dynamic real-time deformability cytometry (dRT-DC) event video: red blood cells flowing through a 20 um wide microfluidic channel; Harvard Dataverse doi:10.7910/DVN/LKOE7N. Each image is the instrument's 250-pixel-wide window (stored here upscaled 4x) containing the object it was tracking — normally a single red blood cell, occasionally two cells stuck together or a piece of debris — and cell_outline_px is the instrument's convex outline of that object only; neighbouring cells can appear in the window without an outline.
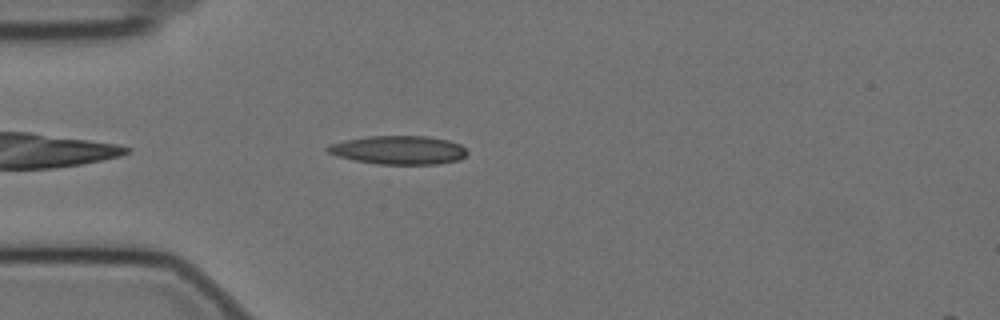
{"species": "Egyptian fruit bat (a non-hibernating species)", "species_latin": "Rousettus aegyptiacus", "temperature_condition": "cold", "stored_images_in_passage": 47, "camera_frame_rate_fps": 3000, "um_per_image_px": 0.085, "animal": {"sex": "female"}, "frame": {"image": 1, "passage_image": 5, "time_ms": 1.333, "image_size_px": [1000, 320], "cell_outline_px": [[468, 152], [464, 156], [456, 160], [436, 164], [376, 164], [336, 156], [328, 152], [324, 148], [332, 144], [344, 140], [368, 136], [428, 136], [448, 140], [460, 144]], "centroid_in_image_um": [33.86, 12.75], "position_along_channel_um": 51.1, "area_um2": 23.12}}
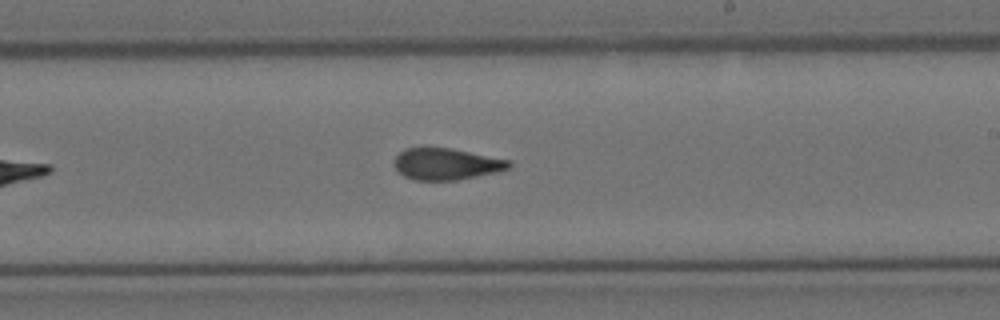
{"frame": {"image": 2, "passage_image": 23, "time_ms": 7.333, "image_size_px": [1000, 320], "cell_outline_px": [[512, 164], [508, 168], [476, 176], [456, 180], [416, 180], [404, 176], [392, 164], [392, 160], [404, 148], [452, 148], [512, 160]], "centroid_in_image_um": [37.91, 13.93], "position_along_channel_um": 251.1, "area_um2": 21.04}}
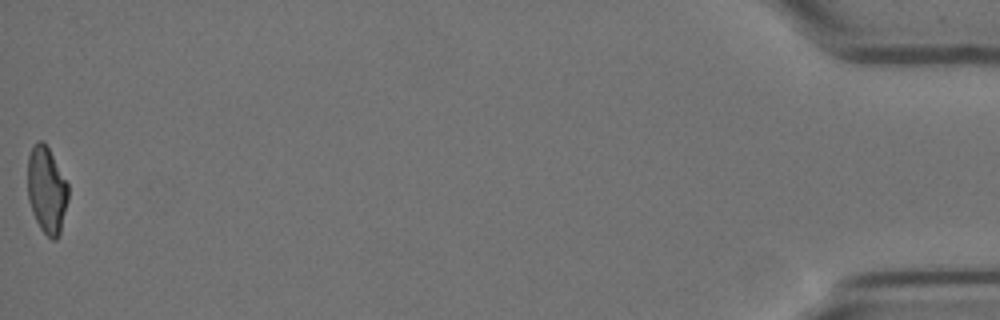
{"frame": {"image": 3, "passage_image": 47, "time_ms": 15.333, "image_size_px": [1000, 320], "cell_outline_px": [[68, 200], [60, 232], [56, 240], [52, 240], [40, 228], [32, 212], [28, 200], [28, 156], [32, 144], [36, 140], [44, 140], [68, 184]], "centroid_in_image_um": [3.96, 16.12], "position_along_channel_um": 431.2, "area_um2": 20.58}, "authors_computed_cell_mechanics": {"area_um2": 21.8484, "velocity_mm_per_s": 3.4905, "shape_relaxation_time_tau1_ms": 10.2462, "shape_relaxation_time_tau2_ms": 2.235, "deformation_change_tau1": 0.2295, "deformation_change_tau2": 0.0891}}